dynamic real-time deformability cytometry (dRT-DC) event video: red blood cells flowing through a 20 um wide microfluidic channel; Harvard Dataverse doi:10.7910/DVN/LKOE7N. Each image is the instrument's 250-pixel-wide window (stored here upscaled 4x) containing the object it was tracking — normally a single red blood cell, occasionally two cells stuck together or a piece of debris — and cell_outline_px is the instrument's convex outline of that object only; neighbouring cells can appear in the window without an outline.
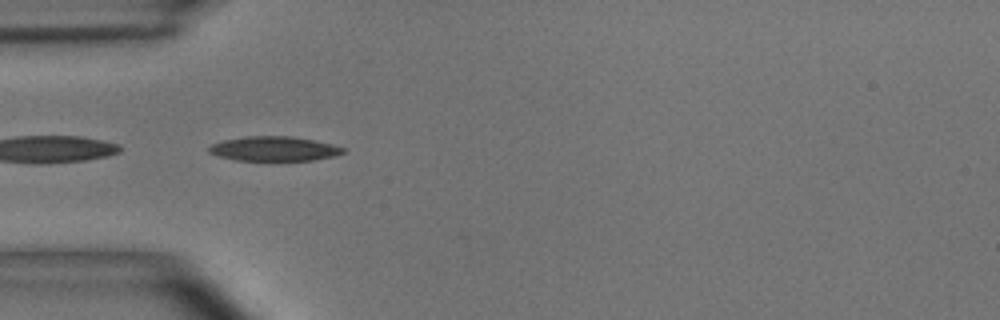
{"species": "common noctule bat (a hibernating species)", "species_latin": "Nyctalus noctula", "temperature_condition": "room temperature", "stored_images_in_passage": 17, "camera_frame_rate_fps": 3000, "um_per_image_px": 0.085, "animal": {"sex": "male", "body_mass_g": 15.6}, "frame": {"image": 1, "passage_image": 1, "time_ms": 0.0, "image_size_px": [1000, 320], "cell_outline_px": [[344, 152], [336, 156], [312, 160], [236, 160], [220, 156], [208, 152], [208, 148], [212, 144], [224, 140], [248, 136], [292, 136], [332, 144], [344, 148]], "centroid_in_image_um": [23.3, 12.64], "position_along_channel_um": 61.7, "area_um2": 18.96}}